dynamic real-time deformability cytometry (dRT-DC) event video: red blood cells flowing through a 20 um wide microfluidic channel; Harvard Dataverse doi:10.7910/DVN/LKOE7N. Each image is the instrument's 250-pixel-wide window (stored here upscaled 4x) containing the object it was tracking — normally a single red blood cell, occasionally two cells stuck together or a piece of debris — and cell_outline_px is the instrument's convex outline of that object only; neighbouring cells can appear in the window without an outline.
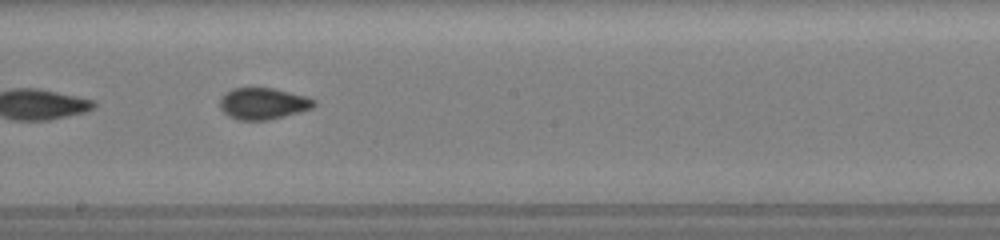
{"species": "common noctule bat (a hibernating species)", "species_latin": "Nyctalus noctula", "temperature_condition": "room temperature", "stored_images_in_passage": 56, "segment_of_instrument_passage": [2, 2], "camera_frame_rate_fps": 3000, "um_per_image_px": 0.085, "animal": {"sex": "female", "body_mass_g": 19.5, "forearm_length_mm": 54.1}, "frame": {"image": 1, "passage_image": 48, "time_ms": 10.0, "image_size_px": [1000, 240], "cell_outline_px": [[316, 104], [312, 108], [300, 112], [268, 120], [236, 120], [228, 116], [220, 108], [220, 96], [232, 88], [272, 88], [304, 96], [316, 100]], "centroid_in_image_um": [22.33, 8.81], "position_along_channel_um": 225.9, "area_um2": 17.28}}